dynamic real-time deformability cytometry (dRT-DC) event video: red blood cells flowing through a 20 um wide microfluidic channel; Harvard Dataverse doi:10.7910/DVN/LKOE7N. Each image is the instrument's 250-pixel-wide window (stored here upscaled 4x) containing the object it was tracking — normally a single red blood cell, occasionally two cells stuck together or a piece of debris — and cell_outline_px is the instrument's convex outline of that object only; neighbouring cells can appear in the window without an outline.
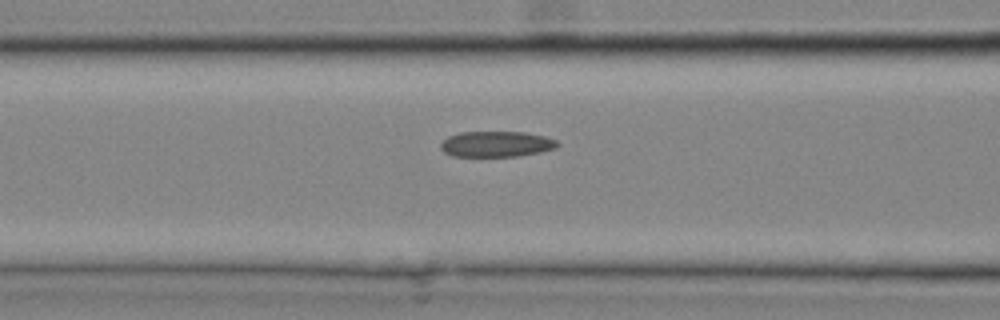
{"species": "common noctule bat (a hibernating species)", "species_latin": "Nyctalus noctula", "temperature_condition": "cold", "stored_images_in_passage": 15, "camera_frame_rate_fps": 3000, "um_per_image_px": 0.085, "animal": {"sex": "male", "body_mass_g": 20.4}, "frame": {"image": 1, "passage_image": 9, "time_ms": 2.667, "image_size_px": [1000, 320], "cell_outline_px": [[560, 144], [556, 148], [540, 152], [520, 156], [452, 156], [444, 152], [440, 148], [440, 144], [448, 136], [460, 132], [524, 132], [544, 136], [556, 140]], "centroid_in_image_um": [42.19, 12.25], "position_along_channel_um": 124.4, "area_um2": 17.51}}
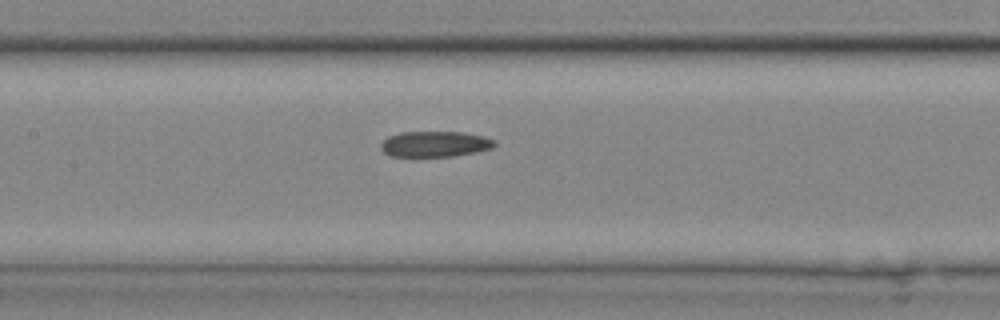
{"frame": {"image": 2, "passage_image": 11, "time_ms": 3.333, "image_size_px": [1000, 320], "cell_outline_px": [[496, 144], [492, 148], [476, 152], [452, 156], [392, 156], [384, 152], [380, 148], [380, 144], [388, 136], [400, 132], [464, 132], [484, 136], [496, 140]], "centroid_in_image_um": [36.99, 12.23], "position_along_channel_um": 170.4, "area_um2": 17.05}}